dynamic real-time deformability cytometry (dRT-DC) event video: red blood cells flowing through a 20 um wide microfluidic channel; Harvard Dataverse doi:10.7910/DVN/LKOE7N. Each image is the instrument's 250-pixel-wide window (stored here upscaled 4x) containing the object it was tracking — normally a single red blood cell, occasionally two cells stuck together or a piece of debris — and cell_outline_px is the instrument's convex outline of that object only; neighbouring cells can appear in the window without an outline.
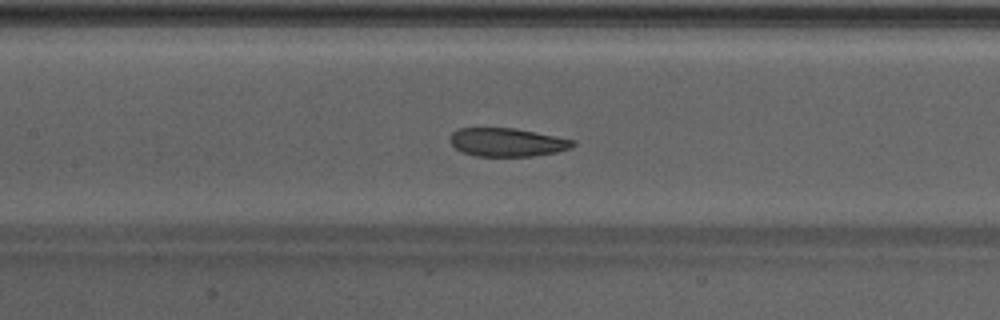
{"species": "Egyptian fruit bat (a non-hibernating species)", "species_latin": "Rousettus aegyptiacus", "temperature_condition": "warm", "stored_images_in_passage": 49, "camera_frame_rate_fps": 3000, "um_per_image_px": 0.085, "animal": {"sex": "male"}, "frame": {"image": 1, "passage_image": 24, "time_ms": 7.667, "image_size_px": [1000, 320], "cell_outline_px": [[576, 144], [572, 148], [556, 152], [532, 156], [476, 156], [460, 152], [448, 140], [452, 132], [456, 128], [516, 128], [576, 140]], "centroid_in_image_um": [43.1, 12.09], "position_along_channel_um": 164.3, "area_um2": 20.58}}
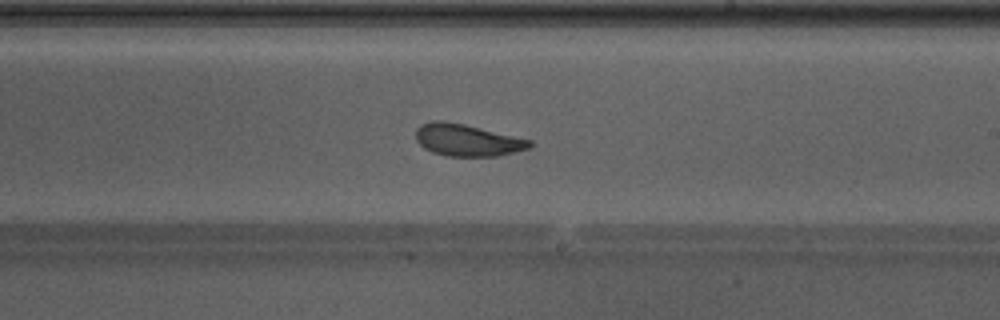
{"frame": {"image": 2, "passage_image": 30, "time_ms": 9.667, "image_size_px": [1000, 320], "cell_outline_px": [[532, 144], [528, 148], [496, 156], [448, 156], [432, 152], [424, 148], [416, 140], [416, 128], [420, 124], [432, 120], [440, 120], [464, 124], [532, 140]], "centroid_in_image_um": [39.66, 11.9], "position_along_channel_um": 249.3, "area_um2": 21.1}}
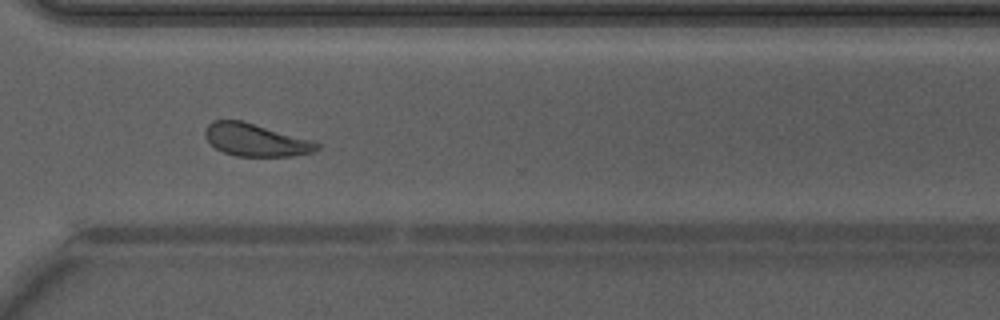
{"frame": {"image": 3, "passage_image": 37, "time_ms": 12.0, "image_size_px": [1000, 320], "cell_outline_px": [[320, 148], [316, 152], [292, 156], [236, 156], [224, 152], [216, 148], [204, 136], [204, 128], [212, 120], [240, 120], [312, 140], [320, 144]], "centroid_in_image_um": [21.74, 11.9], "position_along_channel_um": 348.9, "area_um2": 21.21}, "authors_computed_cell_mechanics": {"area_um2": 22.253, "velocity_mm_per_s": 4.2595, "shape_relaxation_time_tau1_ms": 3.4868, "shape_relaxation_time_tau2_ms": 1.7415, "deformation_change_tau1": 0.1125, "deformation_change_tau2": 0.072}}